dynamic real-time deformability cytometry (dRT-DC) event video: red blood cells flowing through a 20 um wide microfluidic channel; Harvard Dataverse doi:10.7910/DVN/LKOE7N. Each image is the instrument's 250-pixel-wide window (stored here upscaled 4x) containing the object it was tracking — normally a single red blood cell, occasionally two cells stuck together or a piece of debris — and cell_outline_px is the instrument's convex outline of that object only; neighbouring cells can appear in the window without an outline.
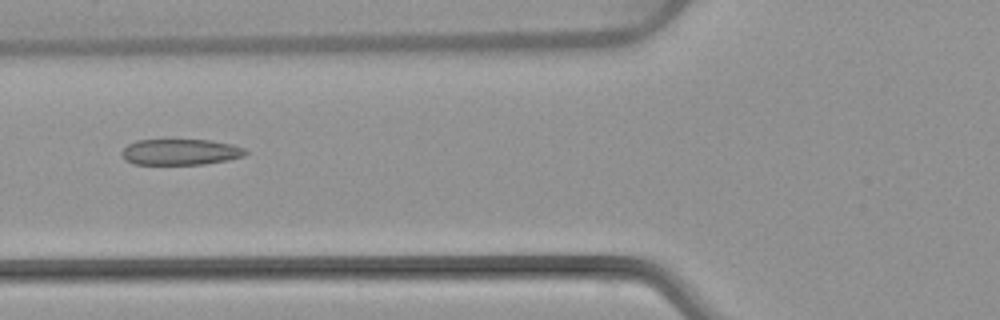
{"species": "common noctule bat (a hibernating species)", "species_latin": "Nyctalus noctula", "temperature_condition": "warm", "stored_images_in_passage": 6, "camera_frame_rate_fps": 3000, "um_per_image_px": 0.085, "animal": {"sex": "female", "body_mass_g": 22.7, "forearm_length_mm": 54.2}, "frame": {"image": 1, "passage_image": 5, "time_ms": 5.667, "image_size_px": [1000, 320], "cell_outline_px": [[248, 152], [244, 156], [228, 160], [204, 164], [132, 164], [124, 160], [120, 152], [128, 144], [136, 140], [172, 136], [212, 140], [232, 144], [244, 148]], "centroid_in_image_um": [15.29, 12.86], "position_along_channel_um": 110.5, "area_um2": 19.94}}
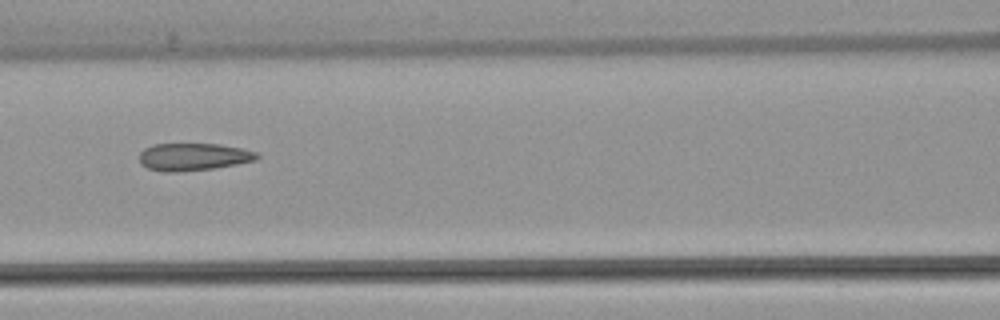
{"frame": {"image": 2, "passage_image": 6, "time_ms": 6.667, "image_size_px": [1000, 320], "cell_outline_px": [[260, 156], [256, 160], [236, 164], [212, 168], [176, 172], [164, 172], [148, 168], [140, 164], [140, 152], [144, 148], [152, 144], [220, 144], [260, 152]], "centroid_in_image_um": [16.44, 13.32], "position_along_channel_um": 150.2, "area_um2": 18.84}}